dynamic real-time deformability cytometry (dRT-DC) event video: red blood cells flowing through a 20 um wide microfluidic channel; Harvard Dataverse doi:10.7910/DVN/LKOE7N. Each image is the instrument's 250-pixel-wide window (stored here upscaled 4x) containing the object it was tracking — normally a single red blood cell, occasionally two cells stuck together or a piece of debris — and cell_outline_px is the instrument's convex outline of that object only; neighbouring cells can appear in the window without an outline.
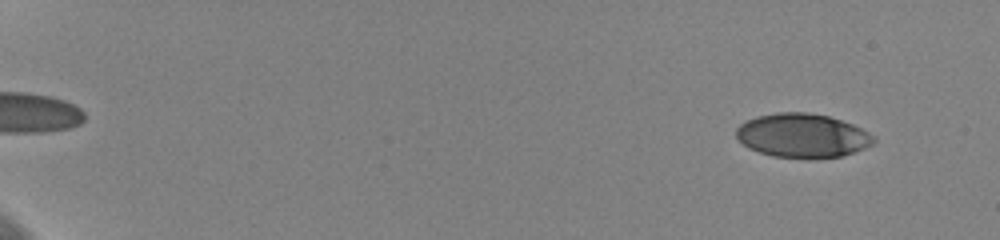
{"species": "human", "species_latin": "Homo sapiens", "temperature_condition": "cold", "stored_images_in_passage": 57, "camera_frame_rate_fps": 3000, "um_per_image_px": 0.085, "donor": {"sex": "female"}, "frame": {"image": 1, "passage_image": 4, "time_ms": 1.0, "image_size_px": [1000, 240], "cell_outline_px": [[876, 140], [872, 144], [864, 148], [840, 156], [808, 160], [772, 156], [748, 148], [736, 136], [736, 128], [740, 124], [756, 116], [776, 112], [808, 112], [828, 116], [852, 124], [876, 136]], "centroid_in_image_um": [68.2, 11.54], "position_along_channel_um": 16.8, "area_um2": 35.49}}
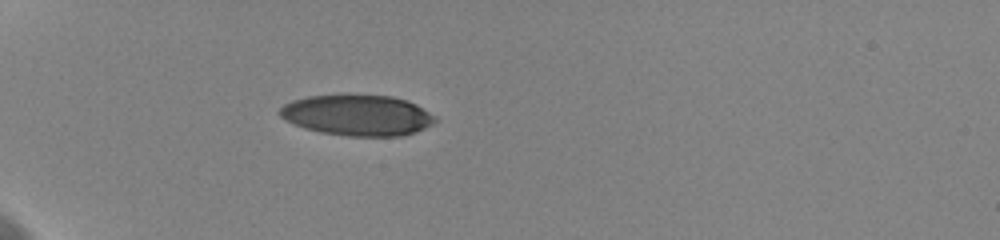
{"frame": {"image": 2, "passage_image": 19, "time_ms": 6.0, "image_size_px": [1000, 240], "cell_outline_px": [[436, 120], [432, 124], [416, 132], [404, 136], [348, 136], [320, 132], [304, 128], [284, 120], [276, 112], [284, 104], [292, 100], [308, 96], [392, 96], [408, 100], [416, 104], [436, 116]], "centroid_in_image_um": [30.37, 9.81], "position_along_channel_um": 54.6, "area_um2": 36.88}}
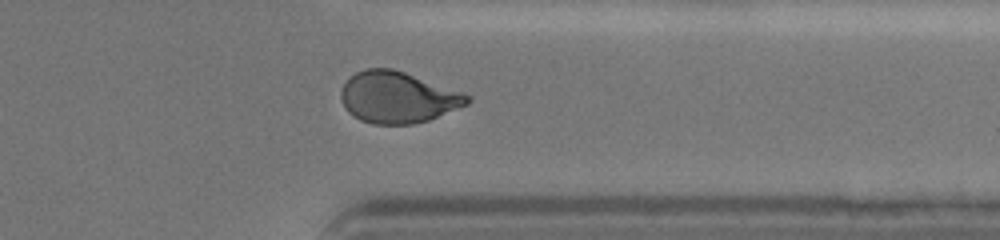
{"frame": {"image": 3, "passage_image": 48, "time_ms": 15.667, "image_size_px": [1000, 240], "cell_outline_px": [[472, 100], [468, 104], [428, 120], [412, 124], [372, 124], [360, 120], [352, 116], [344, 108], [340, 96], [340, 92], [344, 84], [356, 72], [364, 68], [392, 68], [464, 92], [472, 96]], "centroid_in_image_um": [33.81, 8.27], "position_along_channel_um": 377.6, "area_um2": 37.92}, "authors_computed_cell_mechanics": {"area_um2": 36.992, "velocity_mm_per_s": 3.6326, "shape_relaxation_time_tau1_ms": 4.7934, "shape_relaxation_time_tau2_ms": 1.2769, "deformation_change_tau1": 0.1643, "deformation_change_tau2": 0.0612}}